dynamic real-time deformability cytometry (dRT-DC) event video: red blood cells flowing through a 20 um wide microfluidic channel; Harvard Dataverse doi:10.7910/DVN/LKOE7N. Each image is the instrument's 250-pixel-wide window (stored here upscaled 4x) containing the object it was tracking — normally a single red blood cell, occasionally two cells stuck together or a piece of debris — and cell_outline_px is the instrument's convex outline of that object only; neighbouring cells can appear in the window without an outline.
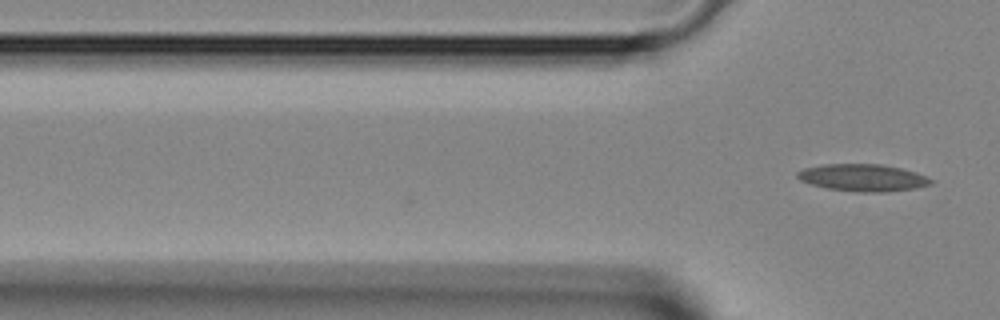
{"species": "Egyptian fruit bat (a non-hibernating species)", "species_latin": "Rousettus aegyptiacus", "temperature_condition": "room temperature", "stored_images_in_passage": 2, "camera_frame_rate_fps": 3000, "um_per_image_px": 0.085, "animal": {"sex": "female"}, "frame": {"image": 1, "passage_image": 2, "time_ms": 0.333, "image_size_px": [1000, 320], "cell_outline_px": [[932, 184], [916, 188], [884, 192], [856, 192], [828, 188], [812, 184], [800, 180], [796, 176], [796, 172], [804, 168], [824, 164], [880, 164], [900, 168], [916, 172], [928, 176], [932, 180]], "centroid_in_image_um": [73.35, 15.1], "position_along_channel_um": 52.4, "area_um2": 21.1}}